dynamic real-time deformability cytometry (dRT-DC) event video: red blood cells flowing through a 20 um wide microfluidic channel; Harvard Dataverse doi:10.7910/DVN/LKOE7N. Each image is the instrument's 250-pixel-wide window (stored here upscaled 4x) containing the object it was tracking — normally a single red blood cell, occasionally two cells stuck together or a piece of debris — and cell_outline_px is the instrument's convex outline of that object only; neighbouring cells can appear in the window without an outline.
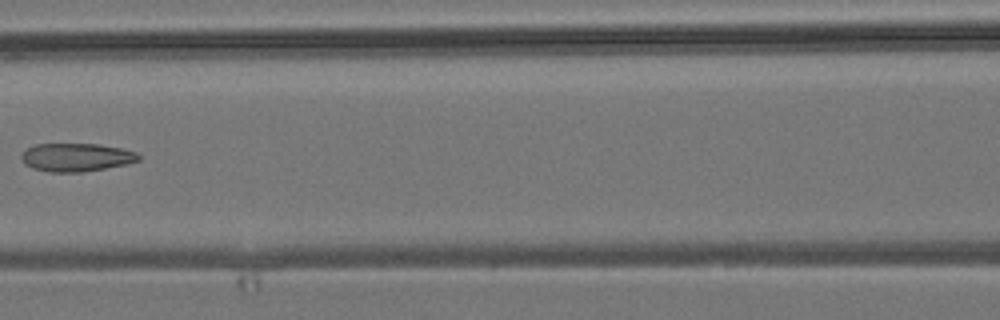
{"species": "common noctule bat (a hibernating species)", "species_latin": "Nyctalus noctula", "temperature_condition": "room temperature", "stored_images_in_passage": 8, "camera_frame_rate_fps": 3000, "um_per_image_px": 0.085, "animal": {"sex": "male", "body_mass_g": 19.2, "forearm_length_mm": 51.8}, "frame": {"image": 1, "passage_image": 6, "time_ms": 7.0, "image_size_px": [1000, 320], "cell_outline_px": [[140, 160], [128, 164], [84, 172], [48, 172], [32, 168], [24, 164], [20, 160], [20, 152], [24, 148], [36, 144], [100, 144], [120, 148], [136, 152], [140, 156]], "centroid_in_image_um": [6.43, 13.37], "position_along_channel_um": 160.2, "area_um2": 19.65}}
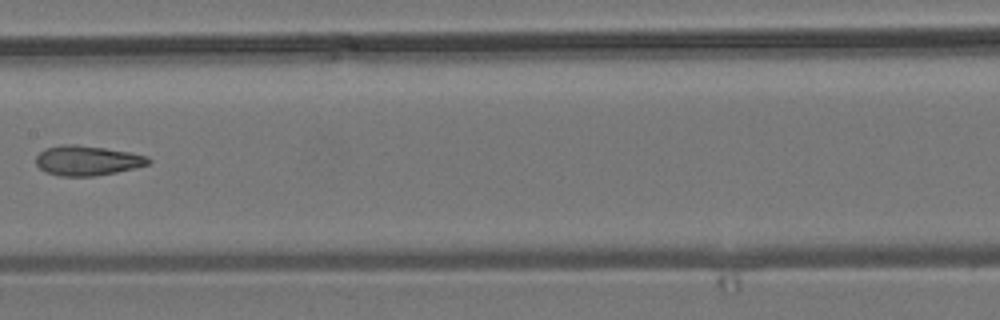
{"frame": {"image": 2, "passage_image": 7, "time_ms": 8.0, "image_size_px": [1000, 320], "cell_outline_px": [[152, 160], [148, 164], [136, 168], [116, 172], [92, 176], [60, 176], [48, 172], [40, 168], [36, 164], [36, 156], [44, 148], [64, 144], [76, 144], [104, 148], [128, 152], [148, 156]], "centroid_in_image_um": [7.42, 13.64], "position_along_channel_um": 200.0, "area_um2": 19.48}}
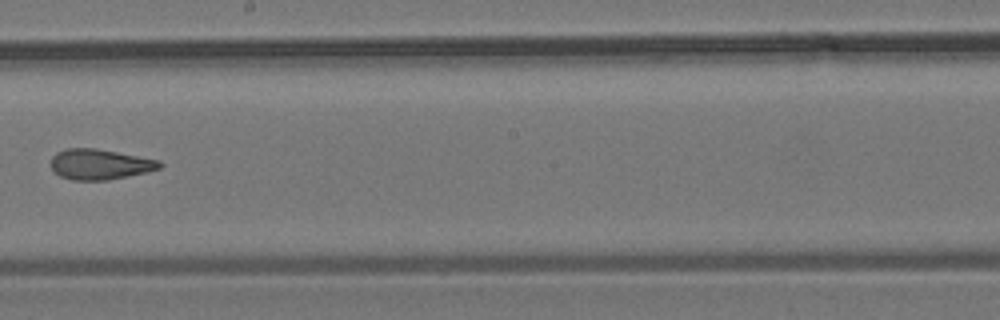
{"frame": {"image": 3, "passage_image": 8, "time_ms": 9.0, "image_size_px": [1000, 320], "cell_outline_px": [[164, 164], [160, 168], [144, 172], [108, 180], [72, 180], [60, 176], [52, 168], [52, 156], [56, 152], [64, 148], [96, 148], [160, 160]], "centroid_in_image_um": [8.48, 13.95], "position_along_channel_um": 239.7, "area_um2": 19.19}}